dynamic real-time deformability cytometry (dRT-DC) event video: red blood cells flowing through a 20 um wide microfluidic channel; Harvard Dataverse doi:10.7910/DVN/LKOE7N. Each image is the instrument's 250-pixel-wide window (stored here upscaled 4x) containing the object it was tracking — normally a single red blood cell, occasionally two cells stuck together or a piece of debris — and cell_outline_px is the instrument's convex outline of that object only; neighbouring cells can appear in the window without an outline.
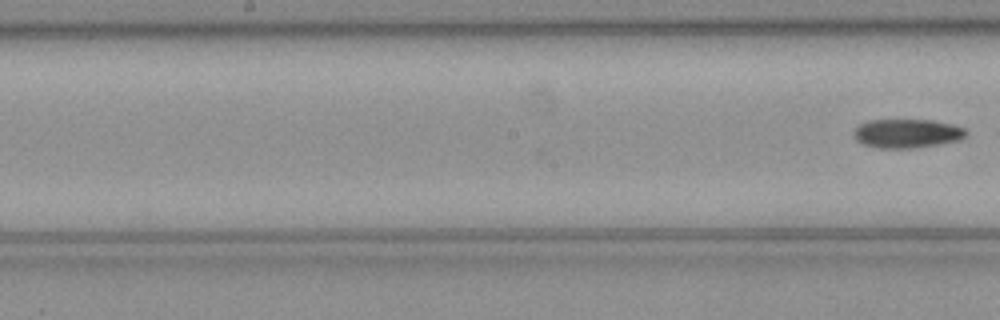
{"species": "common noctule bat (a hibernating species)", "species_latin": "Nyctalus noctula", "temperature_condition": "cold", "stored_images_in_passage": 9, "camera_frame_rate_fps": 3000, "um_per_image_px": 0.085, "animal": {"sex": "female", "body_mass_g": 21.9}, "frame": {"image": 1, "passage_image": 9, "time_ms": 2.667, "image_size_px": [1000, 320], "cell_outline_px": [[968, 132], [964, 136], [956, 140], [936, 144], [912, 148], [876, 148], [864, 144], [856, 140], [852, 136], [852, 132], [860, 124], [868, 120], [932, 120], [952, 124], [964, 128]], "centroid_in_image_um": [77.03, 11.33], "position_along_channel_um": 171.2, "area_um2": 18.79}}